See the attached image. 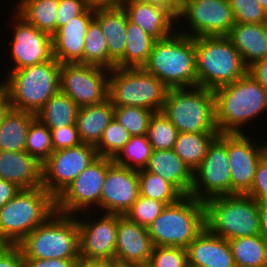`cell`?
<instances>
[{"label": "cell", "instance_id": "1", "mask_svg": "<svg viewBox=\"0 0 267 267\" xmlns=\"http://www.w3.org/2000/svg\"><path fill=\"white\" fill-rule=\"evenodd\" d=\"M213 91L219 134L244 133V125L267 113V91L248 72Z\"/></svg>", "mask_w": 267, "mask_h": 267}, {"label": "cell", "instance_id": "2", "mask_svg": "<svg viewBox=\"0 0 267 267\" xmlns=\"http://www.w3.org/2000/svg\"><path fill=\"white\" fill-rule=\"evenodd\" d=\"M142 68L169 89L198 86L195 38L176 30L167 38L156 40Z\"/></svg>", "mask_w": 267, "mask_h": 267}, {"label": "cell", "instance_id": "3", "mask_svg": "<svg viewBox=\"0 0 267 267\" xmlns=\"http://www.w3.org/2000/svg\"><path fill=\"white\" fill-rule=\"evenodd\" d=\"M60 66L53 58L37 65L7 71L4 82L0 84L9 95L11 108L36 115L60 91Z\"/></svg>", "mask_w": 267, "mask_h": 267}, {"label": "cell", "instance_id": "4", "mask_svg": "<svg viewBox=\"0 0 267 267\" xmlns=\"http://www.w3.org/2000/svg\"><path fill=\"white\" fill-rule=\"evenodd\" d=\"M55 212V199L43 188L21 189L0 208V244L18 245Z\"/></svg>", "mask_w": 267, "mask_h": 267}, {"label": "cell", "instance_id": "5", "mask_svg": "<svg viewBox=\"0 0 267 267\" xmlns=\"http://www.w3.org/2000/svg\"><path fill=\"white\" fill-rule=\"evenodd\" d=\"M205 227L204 202L188 195L166 205L147 230L154 246L186 249Z\"/></svg>", "mask_w": 267, "mask_h": 267}, {"label": "cell", "instance_id": "6", "mask_svg": "<svg viewBox=\"0 0 267 267\" xmlns=\"http://www.w3.org/2000/svg\"><path fill=\"white\" fill-rule=\"evenodd\" d=\"M18 245L23 258L80 259L77 217L55 211Z\"/></svg>", "mask_w": 267, "mask_h": 267}, {"label": "cell", "instance_id": "7", "mask_svg": "<svg viewBox=\"0 0 267 267\" xmlns=\"http://www.w3.org/2000/svg\"><path fill=\"white\" fill-rule=\"evenodd\" d=\"M204 204L206 228L212 234L226 240L260 234L259 203L252 197L217 196Z\"/></svg>", "mask_w": 267, "mask_h": 267}, {"label": "cell", "instance_id": "8", "mask_svg": "<svg viewBox=\"0 0 267 267\" xmlns=\"http://www.w3.org/2000/svg\"><path fill=\"white\" fill-rule=\"evenodd\" d=\"M162 113L179 133H219L214 91L204 87L168 89Z\"/></svg>", "mask_w": 267, "mask_h": 267}, {"label": "cell", "instance_id": "9", "mask_svg": "<svg viewBox=\"0 0 267 267\" xmlns=\"http://www.w3.org/2000/svg\"><path fill=\"white\" fill-rule=\"evenodd\" d=\"M198 86L215 90L247 73L240 53L226 36L195 37Z\"/></svg>", "mask_w": 267, "mask_h": 267}, {"label": "cell", "instance_id": "10", "mask_svg": "<svg viewBox=\"0 0 267 267\" xmlns=\"http://www.w3.org/2000/svg\"><path fill=\"white\" fill-rule=\"evenodd\" d=\"M168 89L142 67H114L109 73L108 98L114 107L135 106L161 112Z\"/></svg>", "mask_w": 267, "mask_h": 267}, {"label": "cell", "instance_id": "11", "mask_svg": "<svg viewBox=\"0 0 267 267\" xmlns=\"http://www.w3.org/2000/svg\"><path fill=\"white\" fill-rule=\"evenodd\" d=\"M180 20L185 27L189 24L187 30L180 29ZM177 23V31L192 38L218 37L227 36L235 20L229 0H182Z\"/></svg>", "mask_w": 267, "mask_h": 267}, {"label": "cell", "instance_id": "12", "mask_svg": "<svg viewBox=\"0 0 267 267\" xmlns=\"http://www.w3.org/2000/svg\"><path fill=\"white\" fill-rule=\"evenodd\" d=\"M112 161V158L99 156L55 199V211L76 216L93 209L100 211L102 187L107 167Z\"/></svg>", "mask_w": 267, "mask_h": 267}, {"label": "cell", "instance_id": "13", "mask_svg": "<svg viewBox=\"0 0 267 267\" xmlns=\"http://www.w3.org/2000/svg\"><path fill=\"white\" fill-rule=\"evenodd\" d=\"M231 169L227 156V134H219L210 144L205 158L193 172L190 195L205 202L231 195Z\"/></svg>", "mask_w": 267, "mask_h": 267}, {"label": "cell", "instance_id": "14", "mask_svg": "<svg viewBox=\"0 0 267 267\" xmlns=\"http://www.w3.org/2000/svg\"><path fill=\"white\" fill-rule=\"evenodd\" d=\"M110 70L87 64H61L60 92L79 107L95 105L108 99Z\"/></svg>", "mask_w": 267, "mask_h": 267}, {"label": "cell", "instance_id": "15", "mask_svg": "<svg viewBox=\"0 0 267 267\" xmlns=\"http://www.w3.org/2000/svg\"><path fill=\"white\" fill-rule=\"evenodd\" d=\"M98 157L95 146L84 143L54 151L43 163V188L56 199Z\"/></svg>", "mask_w": 267, "mask_h": 267}, {"label": "cell", "instance_id": "16", "mask_svg": "<svg viewBox=\"0 0 267 267\" xmlns=\"http://www.w3.org/2000/svg\"><path fill=\"white\" fill-rule=\"evenodd\" d=\"M13 14V15H12ZM10 14L13 26L12 40H10L9 56L12 65L9 70H19L52 60V36L28 24L14 10Z\"/></svg>", "mask_w": 267, "mask_h": 267}, {"label": "cell", "instance_id": "17", "mask_svg": "<svg viewBox=\"0 0 267 267\" xmlns=\"http://www.w3.org/2000/svg\"><path fill=\"white\" fill-rule=\"evenodd\" d=\"M251 139L246 132L227 134L231 195H245L250 191L258 163L265 155L264 144Z\"/></svg>", "mask_w": 267, "mask_h": 267}, {"label": "cell", "instance_id": "18", "mask_svg": "<svg viewBox=\"0 0 267 267\" xmlns=\"http://www.w3.org/2000/svg\"><path fill=\"white\" fill-rule=\"evenodd\" d=\"M100 214L103 215H99L94 220L88 213L87 220L77 216L80 259H114L115 257L118 214Z\"/></svg>", "mask_w": 267, "mask_h": 267}, {"label": "cell", "instance_id": "19", "mask_svg": "<svg viewBox=\"0 0 267 267\" xmlns=\"http://www.w3.org/2000/svg\"><path fill=\"white\" fill-rule=\"evenodd\" d=\"M140 195L138 171L112 161L100 198V213L125 215Z\"/></svg>", "mask_w": 267, "mask_h": 267}, {"label": "cell", "instance_id": "20", "mask_svg": "<svg viewBox=\"0 0 267 267\" xmlns=\"http://www.w3.org/2000/svg\"><path fill=\"white\" fill-rule=\"evenodd\" d=\"M95 7L71 19L52 36L53 57L60 64H83L84 41Z\"/></svg>", "mask_w": 267, "mask_h": 267}, {"label": "cell", "instance_id": "21", "mask_svg": "<svg viewBox=\"0 0 267 267\" xmlns=\"http://www.w3.org/2000/svg\"><path fill=\"white\" fill-rule=\"evenodd\" d=\"M153 247L146 227L118 214L115 260L132 264L149 262Z\"/></svg>", "mask_w": 267, "mask_h": 267}, {"label": "cell", "instance_id": "22", "mask_svg": "<svg viewBox=\"0 0 267 267\" xmlns=\"http://www.w3.org/2000/svg\"><path fill=\"white\" fill-rule=\"evenodd\" d=\"M94 19L107 41L108 70L124 68L128 16L122 7H95Z\"/></svg>", "mask_w": 267, "mask_h": 267}, {"label": "cell", "instance_id": "23", "mask_svg": "<svg viewBox=\"0 0 267 267\" xmlns=\"http://www.w3.org/2000/svg\"><path fill=\"white\" fill-rule=\"evenodd\" d=\"M188 265L194 267H236L228 240L212 234L206 227L186 247Z\"/></svg>", "mask_w": 267, "mask_h": 267}, {"label": "cell", "instance_id": "24", "mask_svg": "<svg viewBox=\"0 0 267 267\" xmlns=\"http://www.w3.org/2000/svg\"><path fill=\"white\" fill-rule=\"evenodd\" d=\"M43 164L26 151H0V178L20 189L43 187Z\"/></svg>", "mask_w": 267, "mask_h": 267}, {"label": "cell", "instance_id": "25", "mask_svg": "<svg viewBox=\"0 0 267 267\" xmlns=\"http://www.w3.org/2000/svg\"><path fill=\"white\" fill-rule=\"evenodd\" d=\"M122 8L132 23L155 40L167 38L177 30V19L161 6L127 0Z\"/></svg>", "mask_w": 267, "mask_h": 267}, {"label": "cell", "instance_id": "26", "mask_svg": "<svg viewBox=\"0 0 267 267\" xmlns=\"http://www.w3.org/2000/svg\"><path fill=\"white\" fill-rule=\"evenodd\" d=\"M226 37L247 68L267 57V23H235Z\"/></svg>", "mask_w": 267, "mask_h": 267}, {"label": "cell", "instance_id": "27", "mask_svg": "<svg viewBox=\"0 0 267 267\" xmlns=\"http://www.w3.org/2000/svg\"><path fill=\"white\" fill-rule=\"evenodd\" d=\"M146 171L161 176L171 183L183 196L190 195L193 185V172L171 150H153Z\"/></svg>", "mask_w": 267, "mask_h": 267}, {"label": "cell", "instance_id": "28", "mask_svg": "<svg viewBox=\"0 0 267 267\" xmlns=\"http://www.w3.org/2000/svg\"><path fill=\"white\" fill-rule=\"evenodd\" d=\"M114 110L109 98L100 104L79 107L76 127L81 142L96 147L114 118Z\"/></svg>", "mask_w": 267, "mask_h": 267}, {"label": "cell", "instance_id": "29", "mask_svg": "<svg viewBox=\"0 0 267 267\" xmlns=\"http://www.w3.org/2000/svg\"><path fill=\"white\" fill-rule=\"evenodd\" d=\"M35 114L11 108L0 124V151H25L26 138Z\"/></svg>", "mask_w": 267, "mask_h": 267}, {"label": "cell", "instance_id": "30", "mask_svg": "<svg viewBox=\"0 0 267 267\" xmlns=\"http://www.w3.org/2000/svg\"><path fill=\"white\" fill-rule=\"evenodd\" d=\"M60 0H16L15 12L28 24L53 36Z\"/></svg>", "mask_w": 267, "mask_h": 267}, {"label": "cell", "instance_id": "31", "mask_svg": "<svg viewBox=\"0 0 267 267\" xmlns=\"http://www.w3.org/2000/svg\"><path fill=\"white\" fill-rule=\"evenodd\" d=\"M79 106L66 94L57 92L36 113L49 130L76 125Z\"/></svg>", "mask_w": 267, "mask_h": 267}, {"label": "cell", "instance_id": "32", "mask_svg": "<svg viewBox=\"0 0 267 267\" xmlns=\"http://www.w3.org/2000/svg\"><path fill=\"white\" fill-rule=\"evenodd\" d=\"M219 133H178L174 145L176 155L194 172L206 156Z\"/></svg>", "mask_w": 267, "mask_h": 267}, {"label": "cell", "instance_id": "33", "mask_svg": "<svg viewBox=\"0 0 267 267\" xmlns=\"http://www.w3.org/2000/svg\"><path fill=\"white\" fill-rule=\"evenodd\" d=\"M228 241L236 266H267V241L260 234Z\"/></svg>", "mask_w": 267, "mask_h": 267}, {"label": "cell", "instance_id": "34", "mask_svg": "<svg viewBox=\"0 0 267 267\" xmlns=\"http://www.w3.org/2000/svg\"><path fill=\"white\" fill-rule=\"evenodd\" d=\"M124 68H139L147 62L155 39L144 32L138 25L127 22Z\"/></svg>", "mask_w": 267, "mask_h": 267}, {"label": "cell", "instance_id": "35", "mask_svg": "<svg viewBox=\"0 0 267 267\" xmlns=\"http://www.w3.org/2000/svg\"><path fill=\"white\" fill-rule=\"evenodd\" d=\"M140 195L161 201L166 205L177 202L183 195L161 176L146 171H138Z\"/></svg>", "mask_w": 267, "mask_h": 267}, {"label": "cell", "instance_id": "36", "mask_svg": "<svg viewBox=\"0 0 267 267\" xmlns=\"http://www.w3.org/2000/svg\"><path fill=\"white\" fill-rule=\"evenodd\" d=\"M152 151L147 135L131 136L113 161L117 165L139 171L146 167Z\"/></svg>", "mask_w": 267, "mask_h": 267}, {"label": "cell", "instance_id": "37", "mask_svg": "<svg viewBox=\"0 0 267 267\" xmlns=\"http://www.w3.org/2000/svg\"><path fill=\"white\" fill-rule=\"evenodd\" d=\"M83 64L108 69L107 41L95 19L90 22L85 36Z\"/></svg>", "mask_w": 267, "mask_h": 267}, {"label": "cell", "instance_id": "38", "mask_svg": "<svg viewBox=\"0 0 267 267\" xmlns=\"http://www.w3.org/2000/svg\"><path fill=\"white\" fill-rule=\"evenodd\" d=\"M178 130L161 112H154L149 121L147 138L153 150H171L174 148Z\"/></svg>", "mask_w": 267, "mask_h": 267}, {"label": "cell", "instance_id": "39", "mask_svg": "<svg viewBox=\"0 0 267 267\" xmlns=\"http://www.w3.org/2000/svg\"><path fill=\"white\" fill-rule=\"evenodd\" d=\"M25 151L37 158L42 164L54 152L51 131L37 118L30 124Z\"/></svg>", "mask_w": 267, "mask_h": 267}, {"label": "cell", "instance_id": "40", "mask_svg": "<svg viewBox=\"0 0 267 267\" xmlns=\"http://www.w3.org/2000/svg\"><path fill=\"white\" fill-rule=\"evenodd\" d=\"M153 111L135 106L115 107L114 118L131 136L147 135Z\"/></svg>", "mask_w": 267, "mask_h": 267}, {"label": "cell", "instance_id": "41", "mask_svg": "<svg viewBox=\"0 0 267 267\" xmlns=\"http://www.w3.org/2000/svg\"><path fill=\"white\" fill-rule=\"evenodd\" d=\"M129 132L113 118L97 144L98 156L114 159L130 140Z\"/></svg>", "mask_w": 267, "mask_h": 267}, {"label": "cell", "instance_id": "42", "mask_svg": "<svg viewBox=\"0 0 267 267\" xmlns=\"http://www.w3.org/2000/svg\"><path fill=\"white\" fill-rule=\"evenodd\" d=\"M165 207L166 204L161 201L139 195L124 216L130 221L147 228Z\"/></svg>", "mask_w": 267, "mask_h": 267}, {"label": "cell", "instance_id": "43", "mask_svg": "<svg viewBox=\"0 0 267 267\" xmlns=\"http://www.w3.org/2000/svg\"><path fill=\"white\" fill-rule=\"evenodd\" d=\"M235 23H267V11L257 0H229Z\"/></svg>", "mask_w": 267, "mask_h": 267}, {"label": "cell", "instance_id": "44", "mask_svg": "<svg viewBox=\"0 0 267 267\" xmlns=\"http://www.w3.org/2000/svg\"><path fill=\"white\" fill-rule=\"evenodd\" d=\"M149 262L154 267H188L187 250L182 247L154 246Z\"/></svg>", "mask_w": 267, "mask_h": 267}, {"label": "cell", "instance_id": "45", "mask_svg": "<svg viewBox=\"0 0 267 267\" xmlns=\"http://www.w3.org/2000/svg\"><path fill=\"white\" fill-rule=\"evenodd\" d=\"M89 0H60L56 21V32L69 20L83 14L90 7Z\"/></svg>", "mask_w": 267, "mask_h": 267}, {"label": "cell", "instance_id": "46", "mask_svg": "<svg viewBox=\"0 0 267 267\" xmlns=\"http://www.w3.org/2000/svg\"><path fill=\"white\" fill-rule=\"evenodd\" d=\"M246 195L255 199L259 204L267 203V157L265 155L258 163L253 183Z\"/></svg>", "mask_w": 267, "mask_h": 267}, {"label": "cell", "instance_id": "47", "mask_svg": "<svg viewBox=\"0 0 267 267\" xmlns=\"http://www.w3.org/2000/svg\"><path fill=\"white\" fill-rule=\"evenodd\" d=\"M50 131L53 151L75 147L82 143L79 139L76 125L56 128Z\"/></svg>", "mask_w": 267, "mask_h": 267}, {"label": "cell", "instance_id": "48", "mask_svg": "<svg viewBox=\"0 0 267 267\" xmlns=\"http://www.w3.org/2000/svg\"><path fill=\"white\" fill-rule=\"evenodd\" d=\"M0 267H24L19 245L0 244Z\"/></svg>", "mask_w": 267, "mask_h": 267}, {"label": "cell", "instance_id": "49", "mask_svg": "<svg viewBox=\"0 0 267 267\" xmlns=\"http://www.w3.org/2000/svg\"><path fill=\"white\" fill-rule=\"evenodd\" d=\"M80 259H33L23 258L24 267H77Z\"/></svg>", "mask_w": 267, "mask_h": 267}, {"label": "cell", "instance_id": "50", "mask_svg": "<svg viewBox=\"0 0 267 267\" xmlns=\"http://www.w3.org/2000/svg\"><path fill=\"white\" fill-rule=\"evenodd\" d=\"M247 72L267 91V57L254 62L248 67Z\"/></svg>", "mask_w": 267, "mask_h": 267}, {"label": "cell", "instance_id": "51", "mask_svg": "<svg viewBox=\"0 0 267 267\" xmlns=\"http://www.w3.org/2000/svg\"><path fill=\"white\" fill-rule=\"evenodd\" d=\"M151 5L161 6L167 9L176 19L182 7V0H131Z\"/></svg>", "mask_w": 267, "mask_h": 267}, {"label": "cell", "instance_id": "52", "mask_svg": "<svg viewBox=\"0 0 267 267\" xmlns=\"http://www.w3.org/2000/svg\"><path fill=\"white\" fill-rule=\"evenodd\" d=\"M21 189L15 184L0 178V208L12 199Z\"/></svg>", "mask_w": 267, "mask_h": 267}, {"label": "cell", "instance_id": "53", "mask_svg": "<svg viewBox=\"0 0 267 267\" xmlns=\"http://www.w3.org/2000/svg\"><path fill=\"white\" fill-rule=\"evenodd\" d=\"M113 259H80L77 267H111Z\"/></svg>", "mask_w": 267, "mask_h": 267}, {"label": "cell", "instance_id": "54", "mask_svg": "<svg viewBox=\"0 0 267 267\" xmlns=\"http://www.w3.org/2000/svg\"><path fill=\"white\" fill-rule=\"evenodd\" d=\"M11 109V103L9 99V95L6 89L0 84V124L7 114V112Z\"/></svg>", "mask_w": 267, "mask_h": 267}, {"label": "cell", "instance_id": "55", "mask_svg": "<svg viewBox=\"0 0 267 267\" xmlns=\"http://www.w3.org/2000/svg\"><path fill=\"white\" fill-rule=\"evenodd\" d=\"M260 235L267 241V203L259 204Z\"/></svg>", "mask_w": 267, "mask_h": 267}, {"label": "cell", "instance_id": "56", "mask_svg": "<svg viewBox=\"0 0 267 267\" xmlns=\"http://www.w3.org/2000/svg\"><path fill=\"white\" fill-rule=\"evenodd\" d=\"M127 0H89L92 7H122Z\"/></svg>", "mask_w": 267, "mask_h": 267}, {"label": "cell", "instance_id": "57", "mask_svg": "<svg viewBox=\"0 0 267 267\" xmlns=\"http://www.w3.org/2000/svg\"><path fill=\"white\" fill-rule=\"evenodd\" d=\"M111 267H136V264L127 263V262L113 259V264Z\"/></svg>", "mask_w": 267, "mask_h": 267}, {"label": "cell", "instance_id": "58", "mask_svg": "<svg viewBox=\"0 0 267 267\" xmlns=\"http://www.w3.org/2000/svg\"><path fill=\"white\" fill-rule=\"evenodd\" d=\"M257 2L265 11H267V0H257Z\"/></svg>", "mask_w": 267, "mask_h": 267}, {"label": "cell", "instance_id": "59", "mask_svg": "<svg viewBox=\"0 0 267 267\" xmlns=\"http://www.w3.org/2000/svg\"><path fill=\"white\" fill-rule=\"evenodd\" d=\"M136 267H154L150 262L136 264Z\"/></svg>", "mask_w": 267, "mask_h": 267}, {"label": "cell", "instance_id": "60", "mask_svg": "<svg viewBox=\"0 0 267 267\" xmlns=\"http://www.w3.org/2000/svg\"><path fill=\"white\" fill-rule=\"evenodd\" d=\"M263 143H264L265 156L267 157V142H266V144H265V142H263Z\"/></svg>", "mask_w": 267, "mask_h": 267}]
</instances>
